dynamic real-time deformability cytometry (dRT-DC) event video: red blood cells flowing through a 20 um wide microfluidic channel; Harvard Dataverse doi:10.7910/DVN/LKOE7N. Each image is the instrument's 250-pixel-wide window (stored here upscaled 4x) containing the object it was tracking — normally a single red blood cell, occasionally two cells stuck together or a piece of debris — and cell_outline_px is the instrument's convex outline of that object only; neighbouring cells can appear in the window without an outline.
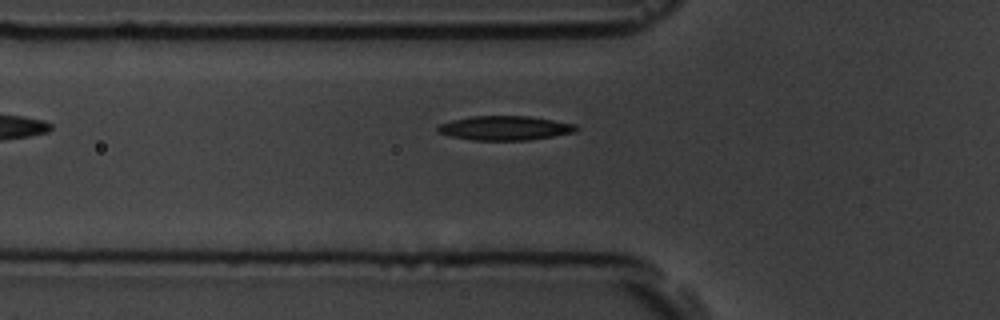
{"species": "common noctule bat (a hibernating species)", "species_latin": "Nyctalus noctula", "temperature_condition": "room temperature", "stored_images_in_passage": 13, "camera_frame_rate_fps": 3000, "um_per_image_px": 0.085, "animal": {"sex": "male", "body_mass_g": 19.5, "forearm_length_mm": 54.6}, "frame": {"image": 1, "passage_image": 3, "time_ms": 2.333, "image_size_px": [1000, 320], "cell_outline_px": [[580, 128], [576, 132], [528, 140], [472, 140], [448, 136], [436, 132], [436, 128], [440, 124], [452, 120], [472, 116], [528, 116], [576, 124]], "centroid_in_image_um": [42.9, 10.89], "position_along_channel_um": 82.9, "area_um2": 19.65}}
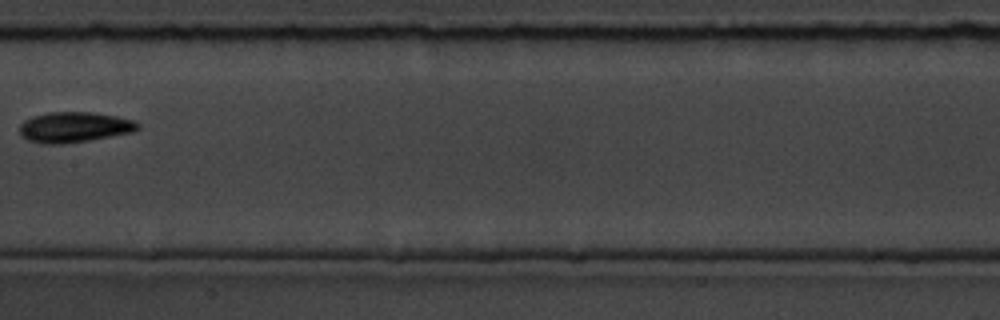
{"frame": {"image": 2, "passage_image": 6, "time_ms": 5.667, "image_size_px": [1000, 320], "cell_outline_px": [[140, 128], [132, 132], [88, 140], [64, 144], [44, 144], [28, 140], [20, 136], [20, 124], [24, 120], [32, 116], [48, 112], [92, 112], [116, 116], [136, 120], [140, 124]], "centroid_in_image_um": [6.3, 10.8], "position_along_channel_um": 201.1, "area_um2": 21.1}}
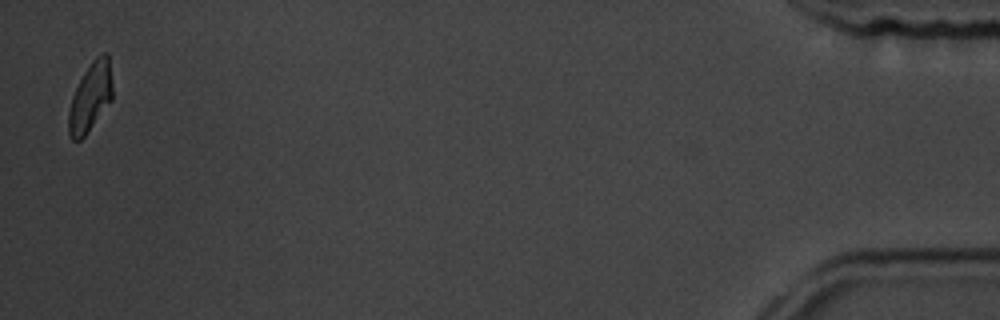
{"frame": {"image": 3, "passage_image": 13, "time_ms": 14.667, "image_size_px": [1000, 320], "cell_outline_px": [[112, 100], [84, 136], [80, 140], [72, 140], [68, 132], [68, 112], [72, 96], [84, 72], [92, 60], [96, 56], [104, 52], [108, 52], [112, 84]], "centroid_in_image_um": [7.68, 8.24], "position_along_channel_um": 427.5, "area_um2": 17.51}}